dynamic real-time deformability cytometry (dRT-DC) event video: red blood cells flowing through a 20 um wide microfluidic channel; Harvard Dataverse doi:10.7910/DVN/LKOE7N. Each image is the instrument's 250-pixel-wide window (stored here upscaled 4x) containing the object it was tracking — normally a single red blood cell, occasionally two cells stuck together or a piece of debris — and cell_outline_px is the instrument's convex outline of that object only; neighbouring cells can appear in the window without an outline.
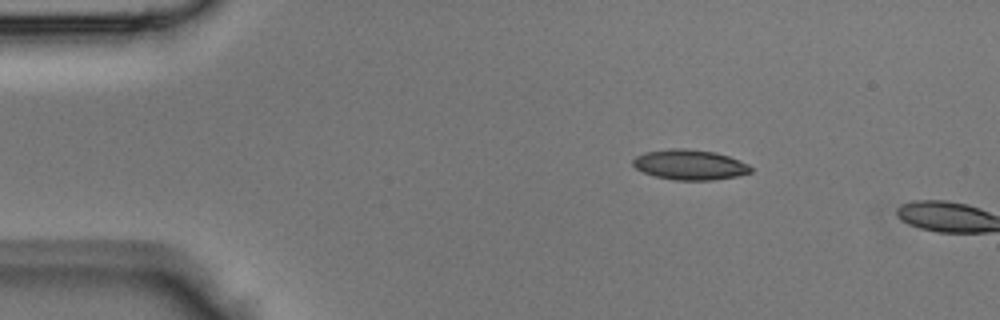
{"species": "Egyptian fruit bat (a non-hibernating species)", "species_latin": "Rousettus aegyptiacus", "temperature_condition": "room temperature", "stored_images_in_passage": 3, "camera_frame_rate_fps": 3000, "um_per_image_px": 0.085, "animal": {"sex": "male"}, "frame": {"image": 1, "passage_image": 1, "time_ms": 0.0, "image_size_px": [1000, 320], "cell_outline_px": [[752, 172], [736, 176], [712, 180], [672, 180], [656, 176], [644, 172], [636, 168], [632, 164], [632, 160], [636, 156], [644, 152], [668, 148], [688, 148], [716, 152], [740, 160], [748, 164], [752, 168]], "centroid_in_image_um": [58.62, 13.99], "position_along_channel_um": 26.4, "area_um2": 20.87}}